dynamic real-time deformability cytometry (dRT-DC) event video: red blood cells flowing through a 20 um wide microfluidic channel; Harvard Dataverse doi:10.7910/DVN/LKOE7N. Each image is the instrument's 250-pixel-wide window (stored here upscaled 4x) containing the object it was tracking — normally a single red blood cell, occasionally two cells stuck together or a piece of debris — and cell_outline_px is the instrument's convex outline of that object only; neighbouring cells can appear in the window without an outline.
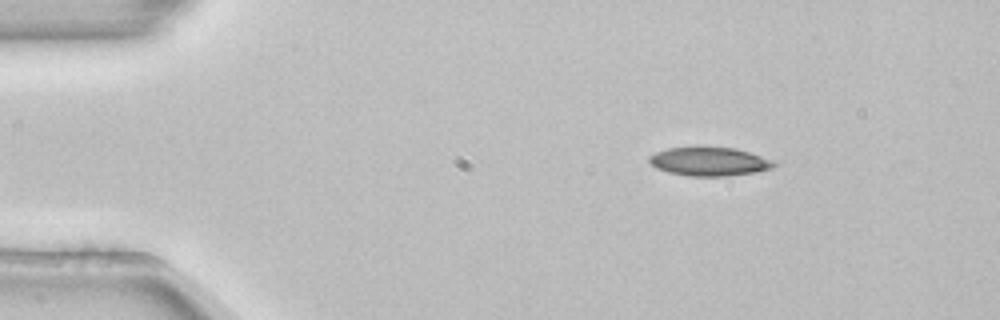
{"species": "common noctule bat (a hibernating species)", "species_latin": "Nyctalus noctula", "temperature_condition": "room temperature", "stored_images_in_passage": 46, "camera_frame_rate_fps": 3000, "um_per_image_px": 0.085, "animal": {"sex": "female", "body_mass_g": 22.7, "forearm_length_mm": 54.2}, "frame": {"image": 1, "passage_image": 1, "time_ms": 0.0, "image_size_px": [1000, 320], "cell_outline_px": [[776, 164], [772, 168], [756, 172], [728, 176], [688, 176], [668, 172], [656, 168], [648, 160], [648, 156], [656, 152], [668, 148], [736, 148], [760, 156]], "centroid_in_image_um": [60.24, 13.75], "position_along_channel_um": 24.8, "area_um2": 20.4}}
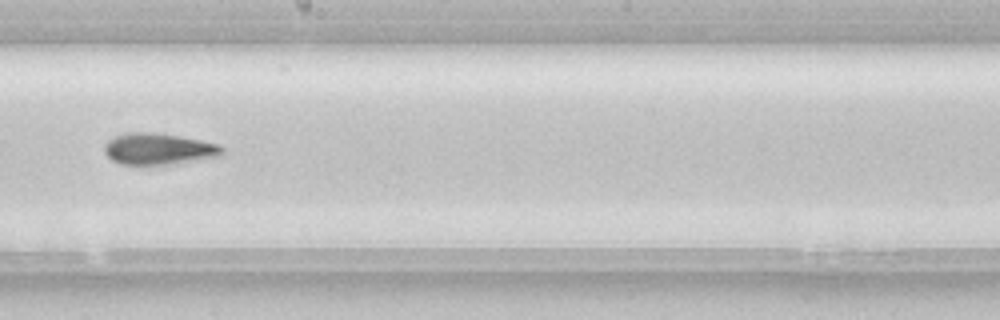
{"frame": {"image": 2, "passage_image": 23, "time_ms": 7.333, "image_size_px": [1000, 320], "cell_outline_px": [[224, 152], [220, 156], [168, 164], [120, 164], [112, 160], [104, 152], [104, 144], [108, 140], [116, 136], [132, 132], [148, 132], [180, 136], [220, 144], [224, 148]], "centroid_in_image_um": [13.48, 12.65], "position_along_channel_um": 234.7, "area_um2": 21.33}}
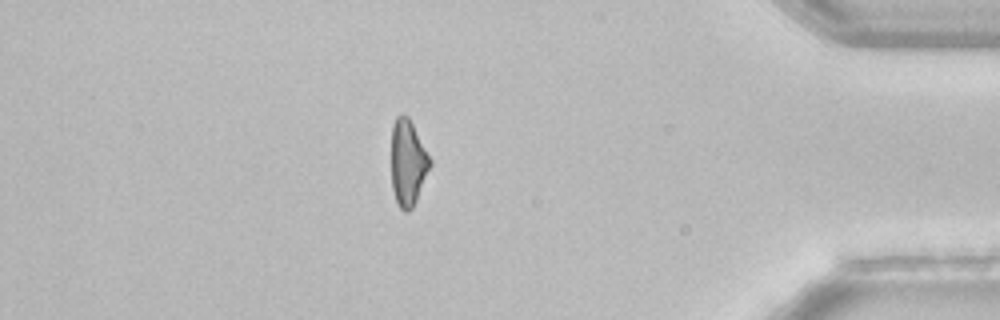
{"frame": {"image": 3, "passage_image": 39, "time_ms": 12.667, "image_size_px": [1000, 320], "cell_outline_px": [[432, 164], [416, 200], [412, 208], [408, 212], [404, 212], [400, 208], [396, 200], [392, 188], [392, 124], [396, 116], [400, 112], [408, 116], [432, 160]], "centroid_in_image_um": [34.67, 13.81], "position_along_channel_um": 400.5, "area_um2": 19.42}, "authors_computed_cell_mechanics": {"area_um2": 21.2993, "velocity_mm_per_s": 3.8715, "shape_relaxation_time_tau1_ms": 5.2215, "shape_relaxation_time_tau2_ms": null, "deformation_change_tau1": 0.1459, "deformation_change_tau2": null}}